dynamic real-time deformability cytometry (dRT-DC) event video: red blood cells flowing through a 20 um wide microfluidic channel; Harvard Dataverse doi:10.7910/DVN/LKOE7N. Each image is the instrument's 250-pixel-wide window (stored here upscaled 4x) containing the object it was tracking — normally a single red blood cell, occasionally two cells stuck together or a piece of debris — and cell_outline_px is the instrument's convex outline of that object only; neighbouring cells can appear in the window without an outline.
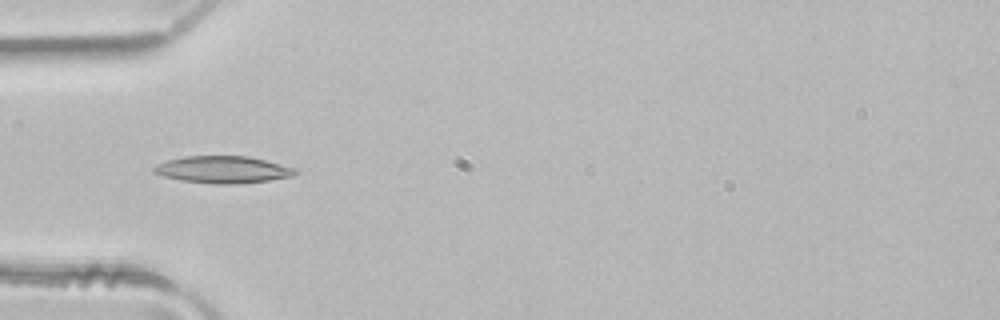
{"species": "common noctule bat (a hibernating species)", "species_latin": "Nyctalus noctula", "temperature_condition": "room temperature", "stored_images_in_passage": 3, "camera_frame_rate_fps": 3000, "um_per_image_px": 0.085, "animal": {"sex": "male", "body_mass_g": 21.5, "forearm_length_mm": 52.0}, "frame": {"image": 1, "passage_image": 3, "time_ms": 0.667, "image_size_px": [1000, 320], "cell_outline_px": [[296, 172], [292, 176], [268, 180], [232, 184], [212, 184], [180, 180], [164, 176], [152, 172], [152, 168], [156, 164], [168, 160], [184, 156], [248, 156], [296, 168]], "centroid_in_image_um": [18.89, 14.41], "position_along_channel_um": 66.1, "area_um2": 22.14}}